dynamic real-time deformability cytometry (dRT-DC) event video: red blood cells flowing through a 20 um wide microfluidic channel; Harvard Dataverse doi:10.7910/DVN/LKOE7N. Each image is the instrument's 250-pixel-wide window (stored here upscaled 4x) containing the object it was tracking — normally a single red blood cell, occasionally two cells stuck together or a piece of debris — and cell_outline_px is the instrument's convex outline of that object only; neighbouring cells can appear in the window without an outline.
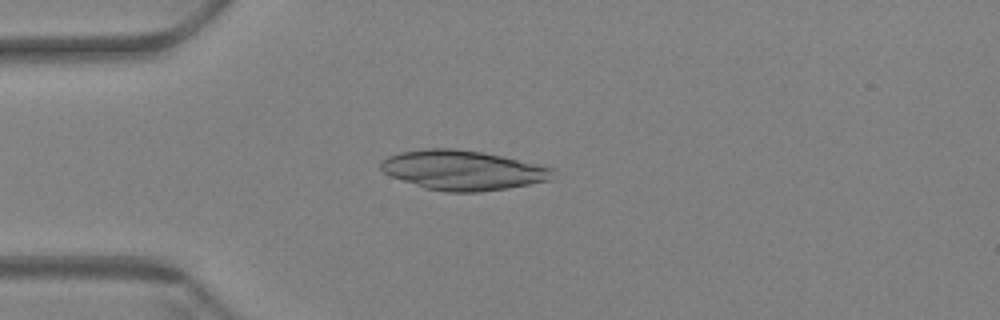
{"species": "Egyptian fruit bat (a non-hibernating species)", "species_latin": "Rousettus aegyptiacus", "temperature_condition": "warm", "stored_images_in_passage": 51, "camera_frame_rate_fps": 3000, "um_per_image_px": 0.085, "animal": {"sex": "female"}, "frame": {"image": 1, "passage_image": 16, "time_ms": 5.0, "image_size_px": [1000, 320], "cell_outline_px": [[556, 168], [548, 180], [508, 188], [480, 192], [448, 192], [424, 188], [392, 176], [384, 172], [380, 168], [380, 160], [388, 156], [400, 152], [428, 148], [452, 148], [480, 152], [500, 156]], "centroid_in_image_um": [39.3, 14.47], "position_along_channel_um": 45.7, "area_um2": 39.42}}
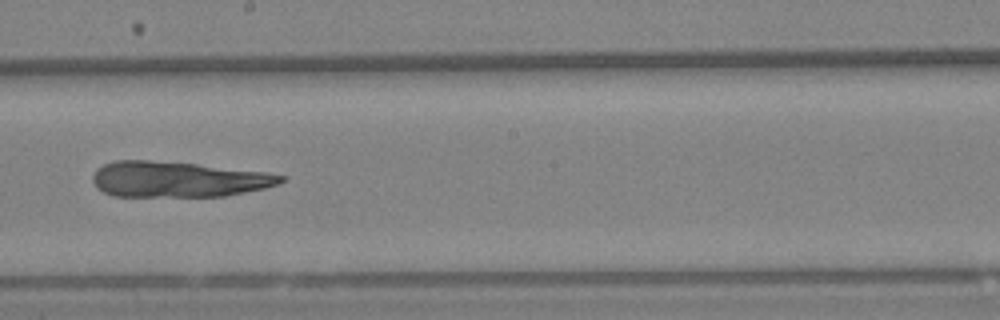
{"frame": {"image": 2, "passage_image": 34, "time_ms": 11.0, "image_size_px": [1000, 320], "cell_outline_px": [[284, 180], [276, 184], [264, 188], [224, 196], [112, 196], [96, 188], [92, 180], [92, 176], [96, 168], [104, 164], [116, 160], [148, 160], [196, 164], [264, 172], [284, 176]], "centroid_in_image_um": [15.05, 15.24], "position_along_channel_um": 233.2, "area_um2": 38.78}}
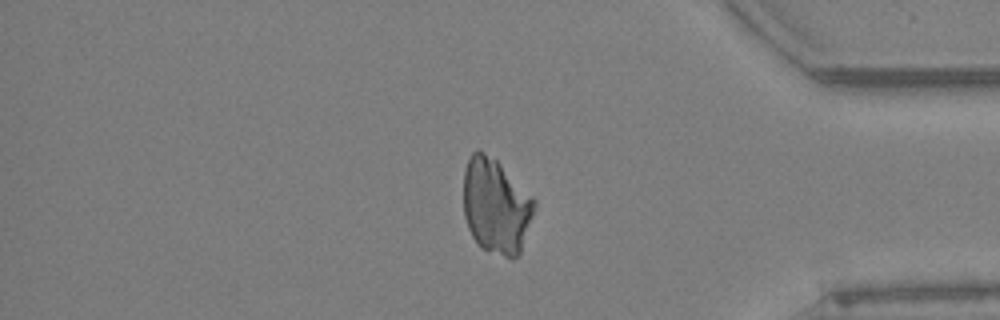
{"frame": {"image": 3, "passage_image": 50, "time_ms": 16.333, "image_size_px": [1000, 320], "cell_outline_px": [[536, 208], [520, 252], [512, 260], [480, 248], [472, 236], [468, 228], [464, 216], [464, 168], [472, 152], [476, 148], [484, 152], [496, 160], [536, 200]], "centroid_in_image_um": [42.15, 17.53], "position_along_channel_um": 393.0, "area_um2": 39.42}}